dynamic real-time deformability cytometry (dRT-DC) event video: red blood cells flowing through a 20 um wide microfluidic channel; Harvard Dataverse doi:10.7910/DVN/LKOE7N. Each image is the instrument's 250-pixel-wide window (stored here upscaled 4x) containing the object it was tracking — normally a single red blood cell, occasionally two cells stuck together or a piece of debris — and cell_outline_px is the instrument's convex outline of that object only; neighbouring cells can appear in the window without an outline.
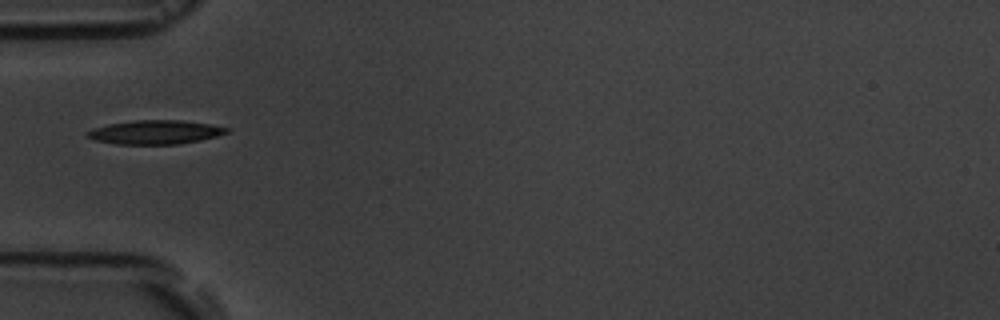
{"species": "common noctule bat (a hibernating species)", "species_latin": "Nyctalus noctula", "temperature_condition": "room temperature", "stored_images_in_passage": 12, "camera_frame_rate_fps": 3000, "um_per_image_px": 0.085, "animal": {"sex": "male", "body_mass_g": 19.5, "forearm_length_mm": 54.6}, "frame": {"image": 1, "passage_image": 1, "time_ms": 0.0, "image_size_px": [1000, 320], "cell_outline_px": [[232, 128], [228, 132], [216, 136], [200, 140], [176, 144], [116, 144], [96, 140], [88, 136], [88, 132], [92, 128], [108, 124], [136, 120], [180, 120], [212, 124]], "centroid_in_image_um": [13.24, 11.22], "position_along_channel_um": 71.8, "area_um2": 19.31}}
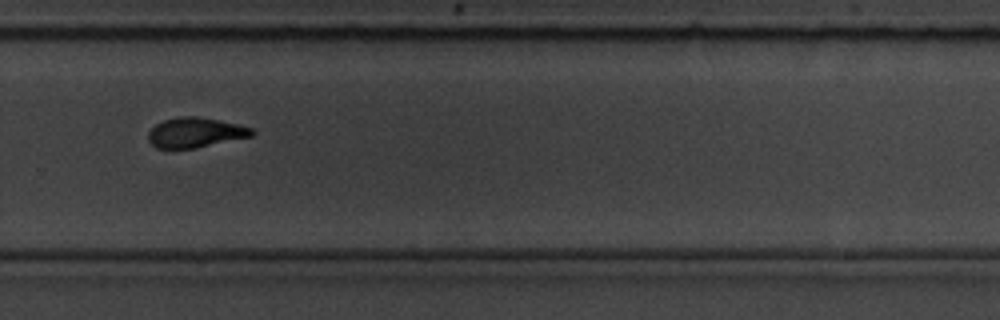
{"frame": {"image": 2, "passage_image": 7, "time_ms": 6.667, "image_size_px": [1000, 320], "cell_outline_px": [[256, 132], [252, 136], [196, 148], [156, 148], [148, 140], [148, 132], [156, 124], [164, 120], [180, 116], [196, 116], [236, 124], [252, 128]], "centroid_in_image_um": [16.59, 11.27], "position_along_channel_um": 313.2, "area_um2": 17.92}}
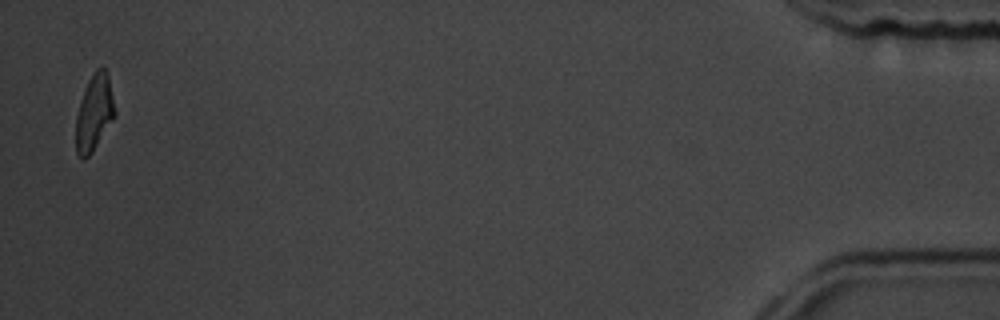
{"frame": {"image": 3, "passage_image": 12, "time_ms": 12.333, "image_size_px": [1000, 320], "cell_outline_px": [[116, 112], [92, 152], [84, 160], [76, 152], [76, 116], [80, 100], [88, 80], [96, 68], [104, 68], [108, 72]], "centroid_in_image_um": [8.0, 9.54], "position_along_channel_um": 427.2, "area_um2": 17.05}, "authors_computed_cell_mechanics": {"area_um2": 18.8139, "velocity_mm_per_s": 3.6212, "shape_relaxation_time_tau1_ms": 9.2729, "shape_relaxation_time_tau2_ms": 1.6822, "deformation_change_tau1": 0.1752, "deformation_change_tau2": 0.0633}}